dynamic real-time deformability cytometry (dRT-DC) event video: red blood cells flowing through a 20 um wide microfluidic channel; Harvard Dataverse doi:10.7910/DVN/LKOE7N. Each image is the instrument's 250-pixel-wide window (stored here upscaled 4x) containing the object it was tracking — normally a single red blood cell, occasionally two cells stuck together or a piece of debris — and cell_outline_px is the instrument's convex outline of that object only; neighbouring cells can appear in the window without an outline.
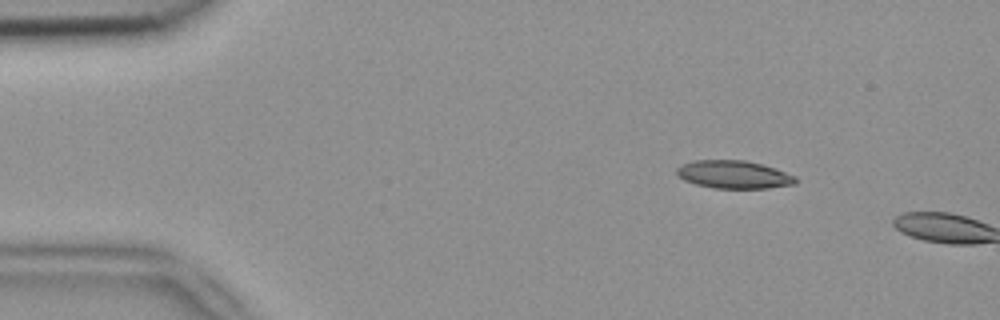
{"species": "common noctule bat (a hibernating species)", "species_latin": "Nyctalus noctula", "temperature_condition": "room temperature", "stored_images_in_passage": 2, "camera_frame_rate_fps": 3000, "um_per_image_px": 0.085, "animal": {"sex": "female", "body_mass_g": 18.4}, "frame": {"image": 1, "passage_image": 1, "time_ms": 0.0, "image_size_px": [1000, 320], "cell_outline_px": [[796, 184], [768, 188], [712, 188], [696, 184], [684, 180], [676, 176], [676, 168], [692, 160], [744, 160], [760, 164], [796, 176]], "centroid_in_image_um": [62.32, 14.84], "position_along_channel_um": 22.7, "area_um2": 19.25}}